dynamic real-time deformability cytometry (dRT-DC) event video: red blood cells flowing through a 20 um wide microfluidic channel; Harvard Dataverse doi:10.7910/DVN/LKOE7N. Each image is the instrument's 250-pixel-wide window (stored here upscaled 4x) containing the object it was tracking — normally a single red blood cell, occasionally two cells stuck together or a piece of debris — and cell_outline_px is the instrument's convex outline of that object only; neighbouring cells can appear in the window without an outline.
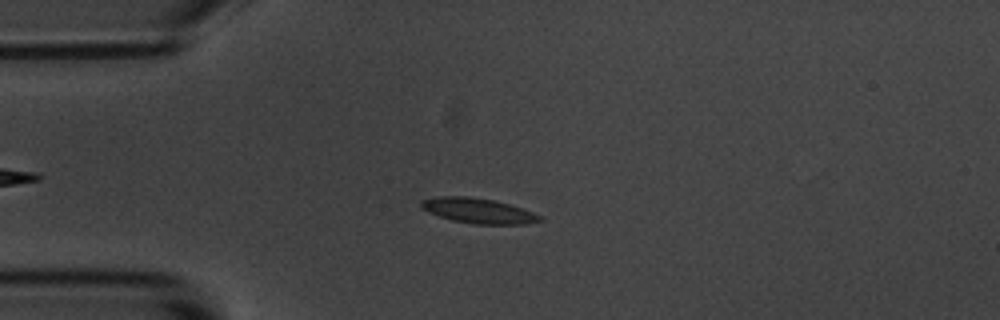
{"species": "common noctule bat (a hibernating species)", "species_latin": "Nyctalus noctula", "temperature_condition": "room temperature", "stored_images_in_passage": 56, "camera_frame_rate_fps": 3000, "um_per_image_px": 0.085, "animal": {"sex": "male", "body_mass_g": 20.1, "forearm_length_mm": 53.5}, "frame": {"image": 1, "passage_image": 13, "time_ms": 4.0, "image_size_px": [1000, 320], "cell_outline_px": [[544, 220], [528, 224], [472, 224], [452, 220], [428, 212], [420, 208], [420, 200], [436, 196], [468, 196], [492, 200], [508, 204], [532, 212], [540, 216]], "centroid_in_image_um": [40.6, 17.91], "position_along_channel_um": 44.4, "area_um2": 17.34}}
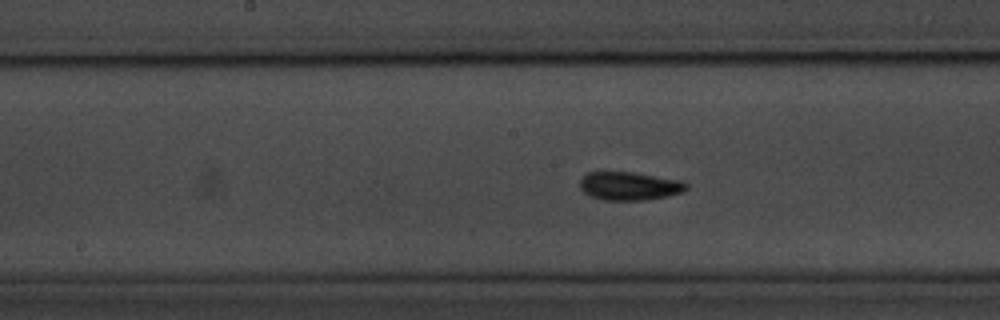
{"frame": {"image": 2, "passage_image": 27, "time_ms": 8.667, "image_size_px": [1000, 320], "cell_outline_px": [[688, 188], [684, 192], [668, 196], [644, 200], [600, 200], [584, 192], [580, 188], [580, 180], [588, 172], [636, 172], [680, 180], [688, 184]], "centroid_in_image_um": [53.53, 15.81], "position_along_channel_um": 194.7, "area_um2": 17.69}}
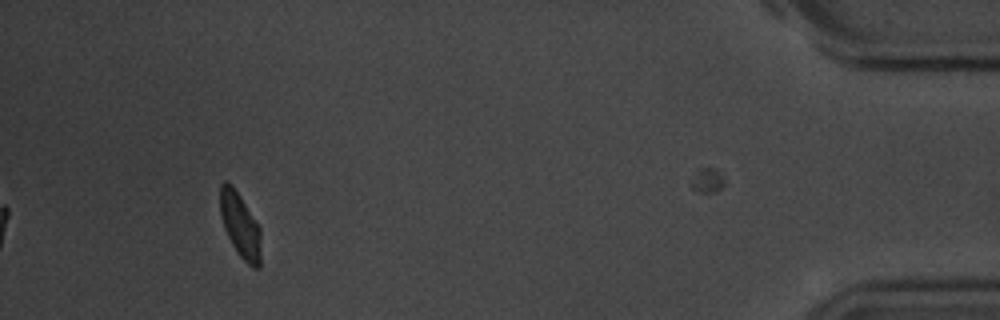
{"frame": {"image": 3, "passage_image": 51, "time_ms": 16.667, "image_size_px": [1000, 320], "cell_outline_px": [[260, 268], [252, 268], [236, 252], [224, 228], [220, 212], [220, 184], [224, 180], [228, 180], [232, 184], [240, 196], [260, 228]], "centroid_in_image_um": [20.4, 19.13], "position_along_channel_um": 414.8, "area_um2": 15.37}, "authors_computed_cell_mechanics": {"area_um2": 16.3574, "velocity_mm_per_s": 3.5887, "shape_relaxation_time_tau1_ms": 3.413, "shape_relaxation_time_tau2_ms": 3.0619, "deformation_change_tau1": 0.1416, "deformation_change_tau2": 0.0795}}